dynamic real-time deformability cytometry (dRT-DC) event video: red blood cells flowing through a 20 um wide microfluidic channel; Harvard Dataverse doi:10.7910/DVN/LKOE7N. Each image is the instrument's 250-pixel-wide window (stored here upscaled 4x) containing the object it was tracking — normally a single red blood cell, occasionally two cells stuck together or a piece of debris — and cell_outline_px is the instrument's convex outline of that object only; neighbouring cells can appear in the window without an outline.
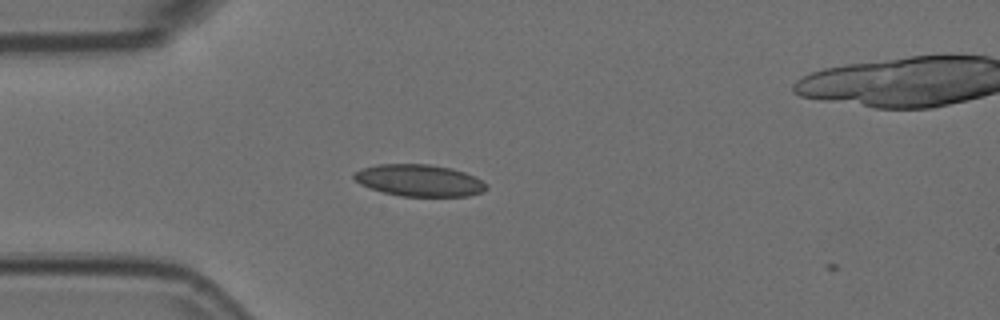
{"species": "Egyptian fruit bat (a non-hibernating species)", "species_latin": "Rousettus aegyptiacus", "temperature_condition": "room temperature", "stored_images_in_passage": 6, "camera_frame_rate_fps": 3000, "um_per_image_px": 0.085, "animal": {"sex": "female"}, "frame": {"image": 1, "passage_image": 4, "time_ms": 1.0, "image_size_px": [1000, 320], "cell_outline_px": [[488, 188], [484, 192], [468, 196], [400, 196], [384, 192], [360, 184], [352, 176], [352, 172], [360, 168], [376, 164], [428, 164], [452, 168], [476, 176], [488, 184]], "centroid_in_image_um": [35.66, 15.33], "position_along_channel_um": 49.3, "area_um2": 24.8}}